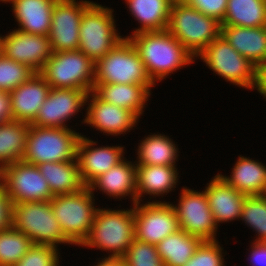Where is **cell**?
<instances>
[{"instance_id": "cell-1", "label": "cell", "mask_w": 266, "mask_h": 266, "mask_svg": "<svg viewBox=\"0 0 266 266\" xmlns=\"http://www.w3.org/2000/svg\"><path fill=\"white\" fill-rule=\"evenodd\" d=\"M126 38L137 49L154 85L180 67L193 63L195 58L167 29L140 32Z\"/></svg>"}, {"instance_id": "cell-2", "label": "cell", "mask_w": 266, "mask_h": 266, "mask_svg": "<svg viewBox=\"0 0 266 266\" xmlns=\"http://www.w3.org/2000/svg\"><path fill=\"white\" fill-rule=\"evenodd\" d=\"M167 30L194 57L221 35V23L206 16L182 0H174Z\"/></svg>"}, {"instance_id": "cell-3", "label": "cell", "mask_w": 266, "mask_h": 266, "mask_svg": "<svg viewBox=\"0 0 266 266\" xmlns=\"http://www.w3.org/2000/svg\"><path fill=\"white\" fill-rule=\"evenodd\" d=\"M134 239L133 205L130 210L97 209L90 232L81 245L112 252L108 258H122Z\"/></svg>"}, {"instance_id": "cell-4", "label": "cell", "mask_w": 266, "mask_h": 266, "mask_svg": "<svg viewBox=\"0 0 266 266\" xmlns=\"http://www.w3.org/2000/svg\"><path fill=\"white\" fill-rule=\"evenodd\" d=\"M81 134L70 128L37 127L30 125L26 137L23 162L39 165L46 162L73 161Z\"/></svg>"}, {"instance_id": "cell-5", "label": "cell", "mask_w": 266, "mask_h": 266, "mask_svg": "<svg viewBox=\"0 0 266 266\" xmlns=\"http://www.w3.org/2000/svg\"><path fill=\"white\" fill-rule=\"evenodd\" d=\"M140 84L154 86L144 63L129 38L121 40L103 58L95 62L94 84Z\"/></svg>"}, {"instance_id": "cell-6", "label": "cell", "mask_w": 266, "mask_h": 266, "mask_svg": "<svg viewBox=\"0 0 266 266\" xmlns=\"http://www.w3.org/2000/svg\"><path fill=\"white\" fill-rule=\"evenodd\" d=\"M39 74L50 88L84 90L94 89L95 62L81 51L52 52Z\"/></svg>"}, {"instance_id": "cell-7", "label": "cell", "mask_w": 266, "mask_h": 266, "mask_svg": "<svg viewBox=\"0 0 266 266\" xmlns=\"http://www.w3.org/2000/svg\"><path fill=\"white\" fill-rule=\"evenodd\" d=\"M93 199L94 194L86 186L79 192L56 195L50 200L54 216L72 244L81 246L90 232L98 209Z\"/></svg>"}, {"instance_id": "cell-8", "label": "cell", "mask_w": 266, "mask_h": 266, "mask_svg": "<svg viewBox=\"0 0 266 266\" xmlns=\"http://www.w3.org/2000/svg\"><path fill=\"white\" fill-rule=\"evenodd\" d=\"M12 226L24 233L34 244H72L63 234L50 201L13 204Z\"/></svg>"}, {"instance_id": "cell-9", "label": "cell", "mask_w": 266, "mask_h": 266, "mask_svg": "<svg viewBox=\"0 0 266 266\" xmlns=\"http://www.w3.org/2000/svg\"><path fill=\"white\" fill-rule=\"evenodd\" d=\"M112 12V9L93 2L83 13L78 50L94 62L124 39L117 33Z\"/></svg>"}, {"instance_id": "cell-10", "label": "cell", "mask_w": 266, "mask_h": 266, "mask_svg": "<svg viewBox=\"0 0 266 266\" xmlns=\"http://www.w3.org/2000/svg\"><path fill=\"white\" fill-rule=\"evenodd\" d=\"M198 56L215 74L230 83L254 89L258 68L238 53L221 35L212 41Z\"/></svg>"}, {"instance_id": "cell-11", "label": "cell", "mask_w": 266, "mask_h": 266, "mask_svg": "<svg viewBox=\"0 0 266 266\" xmlns=\"http://www.w3.org/2000/svg\"><path fill=\"white\" fill-rule=\"evenodd\" d=\"M0 182L13 204L50 201L54 197L38 166L23 161L1 168Z\"/></svg>"}, {"instance_id": "cell-12", "label": "cell", "mask_w": 266, "mask_h": 266, "mask_svg": "<svg viewBox=\"0 0 266 266\" xmlns=\"http://www.w3.org/2000/svg\"><path fill=\"white\" fill-rule=\"evenodd\" d=\"M178 230L179 223L172 204L165 201L134 204V232L138 241L157 245Z\"/></svg>"}, {"instance_id": "cell-13", "label": "cell", "mask_w": 266, "mask_h": 266, "mask_svg": "<svg viewBox=\"0 0 266 266\" xmlns=\"http://www.w3.org/2000/svg\"><path fill=\"white\" fill-rule=\"evenodd\" d=\"M181 191L178 207L172 204L179 229L202 241L217 240L215 236L218 226L215 224L205 191L197 192L186 187Z\"/></svg>"}, {"instance_id": "cell-14", "label": "cell", "mask_w": 266, "mask_h": 266, "mask_svg": "<svg viewBox=\"0 0 266 266\" xmlns=\"http://www.w3.org/2000/svg\"><path fill=\"white\" fill-rule=\"evenodd\" d=\"M90 1L56 0L48 38L52 52L79 49V29L84 11Z\"/></svg>"}, {"instance_id": "cell-15", "label": "cell", "mask_w": 266, "mask_h": 266, "mask_svg": "<svg viewBox=\"0 0 266 266\" xmlns=\"http://www.w3.org/2000/svg\"><path fill=\"white\" fill-rule=\"evenodd\" d=\"M1 53L39 73L51 58L52 50L48 36L15 29L1 38Z\"/></svg>"}, {"instance_id": "cell-16", "label": "cell", "mask_w": 266, "mask_h": 266, "mask_svg": "<svg viewBox=\"0 0 266 266\" xmlns=\"http://www.w3.org/2000/svg\"><path fill=\"white\" fill-rule=\"evenodd\" d=\"M88 93L84 90L51 88L30 125L37 127L68 128L64 122L87 105Z\"/></svg>"}, {"instance_id": "cell-17", "label": "cell", "mask_w": 266, "mask_h": 266, "mask_svg": "<svg viewBox=\"0 0 266 266\" xmlns=\"http://www.w3.org/2000/svg\"><path fill=\"white\" fill-rule=\"evenodd\" d=\"M86 100H90V104L83 122L90 124L96 130L108 135H119L137 124L139 118L132 111L100 99L93 91L88 93Z\"/></svg>"}, {"instance_id": "cell-18", "label": "cell", "mask_w": 266, "mask_h": 266, "mask_svg": "<svg viewBox=\"0 0 266 266\" xmlns=\"http://www.w3.org/2000/svg\"><path fill=\"white\" fill-rule=\"evenodd\" d=\"M96 142L81 135L77 144V161L80 176L88 186L98 176L104 174L123 160V147L107 146L95 148Z\"/></svg>"}, {"instance_id": "cell-19", "label": "cell", "mask_w": 266, "mask_h": 266, "mask_svg": "<svg viewBox=\"0 0 266 266\" xmlns=\"http://www.w3.org/2000/svg\"><path fill=\"white\" fill-rule=\"evenodd\" d=\"M50 85L39 73L14 88L11 94V112L14 120L31 124L50 92Z\"/></svg>"}, {"instance_id": "cell-20", "label": "cell", "mask_w": 266, "mask_h": 266, "mask_svg": "<svg viewBox=\"0 0 266 266\" xmlns=\"http://www.w3.org/2000/svg\"><path fill=\"white\" fill-rule=\"evenodd\" d=\"M204 191L217 226L219 222L240 219L246 195L228 185L219 173Z\"/></svg>"}, {"instance_id": "cell-21", "label": "cell", "mask_w": 266, "mask_h": 266, "mask_svg": "<svg viewBox=\"0 0 266 266\" xmlns=\"http://www.w3.org/2000/svg\"><path fill=\"white\" fill-rule=\"evenodd\" d=\"M221 36L257 68L266 65V26L221 25Z\"/></svg>"}, {"instance_id": "cell-22", "label": "cell", "mask_w": 266, "mask_h": 266, "mask_svg": "<svg viewBox=\"0 0 266 266\" xmlns=\"http://www.w3.org/2000/svg\"><path fill=\"white\" fill-rule=\"evenodd\" d=\"M8 2L12 3L14 17L20 26L17 30L48 36L56 0H9Z\"/></svg>"}, {"instance_id": "cell-23", "label": "cell", "mask_w": 266, "mask_h": 266, "mask_svg": "<svg viewBox=\"0 0 266 266\" xmlns=\"http://www.w3.org/2000/svg\"><path fill=\"white\" fill-rule=\"evenodd\" d=\"M90 191L100 189L110 197L131 195L133 205L137 203L136 163L125 161V158L104 174L94 179L88 186Z\"/></svg>"}, {"instance_id": "cell-24", "label": "cell", "mask_w": 266, "mask_h": 266, "mask_svg": "<svg viewBox=\"0 0 266 266\" xmlns=\"http://www.w3.org/2000/svg\"><path fill=\"white\" fill-rule=\"evenodd\" d=\"M150 89L140 84H94L93 92L102 100L132 111L138 118L142 114Z\"/></svg>"}, {"instance_id": "cell-25", "label": "cell", "mask_w": 266, "mask_h": 266, "mask_svg": "<svg viewBox=\"0 0 266 266\" xmlns=\"http://www.w3.org/2000/svg\"><path fill=\"white\" fill-rule=\"evenodd\" d=\"M220 176L228 185L246 196L266 195V166L261 162L240 156L231 177Z\"/></svg>"}, {"instance_id": "cell-26", "label": "cell", "mask_w": 266, "mask_h": 266, "mask_svg": "<svg viewBox=\"0 0 266 266\" xmlns=\"http://www.w3.org/2000/svg\"><path fill=\"white\" fill-rule=\"evenodd\" d=\"M37 166L47 180L53 196L76 193L86 187L80 176L77 158L66 162H46Z\"/></svg>"}, {"instance_id": "cell-27", "label": "cell", "mask_w": 266, "mask_h": 266, "mask_svg": "<svg viewBox=\"0 0 266 266\" xmlns=\"http://www.w3.org/2000/svg\"><path fill=\"white\" fill-rule=\"evenodd\" d=\"M175 166L165 165H136L137 203L142 194L162 195L173 190L178 182Z\"/></svg>"}, {"instance_id": "cell-28", "label": "cell", "mask_w": 266, "mask_h": 266, "mask_svg": "<svg viewBox=\"0 0 266 266\" xmlns=\"http://www.w3.org/2000/svg\"><path fill=\"white\" fill-rule=\"evenodd\" d=\"M131 14L141 24L133 34L160 31L168 27L170 10L174 0H125Z\"/></svg>"}, {"instance_id": "cell-29", "label": "cell", "mask_w": 266, "mask_h": 266, "mask_svg": "<svg viewBox=\"0 0 266 266\" xmlns=\"http://www.w3.org/2000/svg\"><path fill=\"white\" fill-rule=\"evenodd\" d=\"M202 240L183 230L168 235L156 247L165 266H183L195 253Z\"/></svg>"}, {"instance_id": "cell-30", "label": "cell", "mask_w": 266, "mask_h": 266, "mask_svg": "<svg viewBox=\"0 0 266 266\" xmlns=\"http://www.w3.org/2000/svg\"><path fill=\"white\" fill-rule=\"evenodd\" d=\"M29 127V123L16 120L0 124V169L22 161Z\"/></svg>"}, {"instance_id": "cell-31", "label": "cell", "mask_w": 266, "mask_h": 266, "mask_svg": "<svg viewBox=\"0 0 266 266\" xmlns=\"http://www.w3.org/2000/svg\"><path fill=\"white\" fill-rule=\"evenodd\" d=\"M221 25L266 26V0H228Z\"/></svg>"}, {"instance_id": "cell-32", "label": "cell", "mask_w": 266, "mask_h": 266, "mask_svg": "<svg viewBox=\"0 0 266 266\" xmlns=\"http://www.w3.org/2000/svg\"><path fill=\"white\" fill-rule=\"evenodd\" d=\"M165 135L152 134L146 137L138 146V162L136 165L176 166L177 146Z\"/></svg>"}, {"instance_id": "cell-33", "label": "cell", "mask_w": 266, "mask_h": 266, "mask_svg": "<svg viewBox=\"0 0 266 266\" xmlns=\"http://www.w3.org/2000/svg\"><path fill=\"white\" fill-rule=\"evenodd\" d=\"M33 244L32 240L13 226L1 231L0 266H14Z\"/></svg>"}, {"instance_id": "cell-34", "label": "cell", "mask_w": 266, "mask_h": 266, "mask_svg": "<svg viewBox=\"0 0 266 266\" xmlns=\"http://www.w3.org/2000/svg\"><path fill=\"white\" fill-rule=\"evenodd\" d=\"M240 219L257 232L254 242H266V195L246 196Z\"/></svg>"}, {"instance_id": "cell-35", "label": "cell", "mask_w": 266, "mask_h": 266, "mask_svg": "<svg viewBox=\"0 0 266 266\" xmlns=\"http://www.w3.org/2000/svg\"><path fill=\"white\" fill-rule=\"evenodd\" d=\"M35 72L0 53V90L11 92L25 83Z\"/></svg>"}, {"instance_id": "cell-36", "label": "cell", "mask_w": 266, "mask_h": 266, "mask_svg": "<svg viewBox=\"0 0 266 266\" xmlns=\"http://www.w3.org/2000/svg\"><path fill=\"white\" fill-rule=\"evenodd\" d=\"M127 266H165L154 244L134 239L122 257Z\"/></svg>"}, {"instance_id": "cell-37", "label": "cell", "mask_w": 266, "mask_h": 266, "mask_svg": "<svg viewBox=\"0 0 266 266\" xmlns=\"http://www.w3.org/2000/svg\"><path fill=\"white\" fill-rule=\"evenodd\" d=\"M57 248L50 245L33 244L14 266H58Z\"/></svg>"}, {"instance_id": "cell-38", "label": "cell", "mask_w": 266, "mask_h": 266, "mask_svg": "<svg viewBox=\"0 0 266 266\" xmlns=\"http://www.w3.org/2000/svg\"><path fill=\"white\" fill-rule=\"evenodd\" d=\"M222 247L217 240L202 241L194 255L183 266H225Z\"/></svg>"}, {"instance_id": "cell-39", "label": "cell", "mask_w": 266, "mask_h": 266, "mask_svg": "<svg viewBox=\"0 0 266 266\" xmlns=\"http://www.w3.org/2000/svg\"><path fill=\"white\" fill-rule=\"evenodd\" d=\"M185 4L200 11L206 16L218 20L220 23L225 17L228 0H182Z\"/></svg>"}, {"instance_id": "cell-40", "label": "cell", "mask_w": 266, "mask_h": 266, "mask_svg": "<svg viewBox=\"0 0 266 266\" xmlns=\"http://www.w3.org/2000/svg\"><path fill=\"white\" fill-rule=\"evenodd\" d=\"M13 202L0 182V232L12 226Z\"/></svg>"}, {"instance_id": "cell-41", "label": "cell", "mask_w": 266, "mask_h": 266, "mask_svg": "<svg viewBox=\"0 0 266 266\" xmlns=\"http://www.w3.org/2000/svg\"><path fill=\"white\" fill-rule=\"evenodd\" d=\"M10 101V92L0 90V124L14 120Z\"/></svg>"}, {"instance_id": "cell-42", "label": "cell", "mask_w": 266, "mask_h": 266, "mask_svg": "<svg viewBox=\"0 0 266 266\" xmlns=\"http://www.w3.org/2000/svg\"><path fill=\"white\" fill-rule=\"evenodd\" d=\"M251 246L250 259L253 266H266V242H253Z\"/></svg>"}, {"instance_id": "cell-43", "label": "cell", "mask_w": 266, "mask_h": 266, "mask_svg": "<svg viewBox=\"0 0 266 266\" xmlns=\"http://www.w3.org/2000/svg\"><path fill=\"white\" fill-rule=\"evenodd\" d=\"M256 90L266 97V65L258 68Z\"/></svg>"}, {"instance_id": "cell-44", "label": "cell", "mask_w": 266, "mask_h": 266, "mask_svg": "<svg viewBox=\"0 0 266 266\" xmlns=\"http://www.w3.org/2000/svg\"><path fill=\"white\" fill-rule=\"evenodd\" d=\"M95 266H127L122 258H103Z\"/></svg>"}, {"instance_id": "cell-45", "label": "cell", "mask_w": 266, "mask_h": 266, "mask_svg": "<svg viewBox=\"0 0 266 266\" xmlns=\"http://www.w3.org/2000/svg\"><path fill=\"white\" fill-rule=\"evenodd\" d=\"M1 38H2V37L0 36V53H1Z\"/></svg>"}]
</instances>
